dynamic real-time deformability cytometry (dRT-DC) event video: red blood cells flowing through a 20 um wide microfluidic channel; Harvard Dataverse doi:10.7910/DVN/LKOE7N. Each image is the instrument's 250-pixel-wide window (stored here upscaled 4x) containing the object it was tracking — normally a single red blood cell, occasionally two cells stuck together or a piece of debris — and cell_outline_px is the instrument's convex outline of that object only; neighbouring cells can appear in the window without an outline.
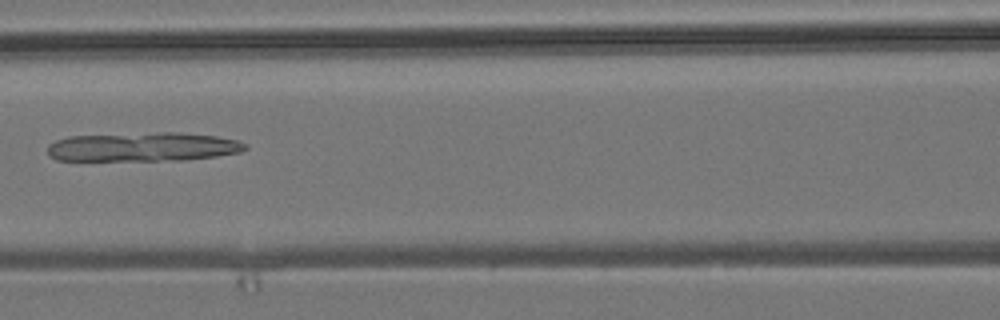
{"species": "common noctule bat (a hibernating species)", "species_latin": "Nyctalus noctula", "temperature_condition": "room temperature", "stored_images_in_passage": 7, "camera_frame_rate_fps": 3000, "um_per_image_px": 0.085, "animal": {"sex": "male", "body_mass_g": 19.2, "forearm_length_mm": 51.8}, "frame": {"image": 1, "passage_image": 6, "time_ms": 1.667, "image_size_px": [1000, 320], "cell_outline_px": [[248, 148], [240, 152], [216, 156], [184, 160], [56, 160], [48, 152], [48, 144], [56, 140], [68, 136], [160, 132], [176, 132], [216, 136], [236, 140], [244, 144]], "centroid_in_image_um": [12.14, 12.48], "position_along_channel_um": 154.5, "area_um2": 33.29}}
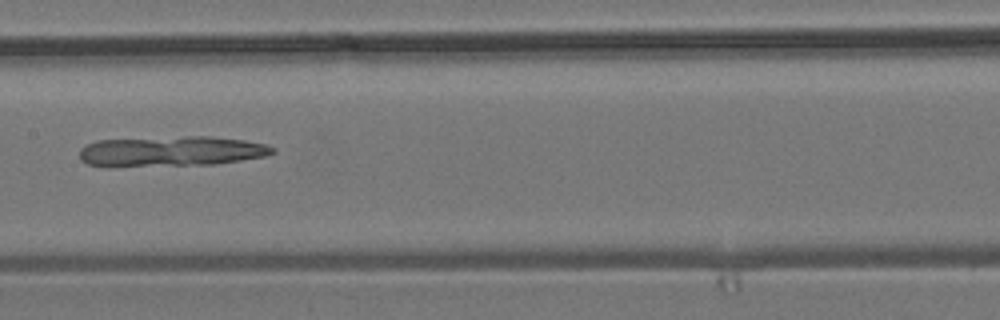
{"frame": {"image": 2, "passage_image": 7, "time_ms": 2.0, "image_size_px": [1000, 320], "cell_outline_px": [[276, 152], [264, 156], [216, 164], [108, 168], [88, 164], [80, 160], [80, 148], [84, 144], [96, 140], [184, 136], [208, 136], [244, 140], [264, 144], [276, 148]], "centroid_in_image_um": [14.46, 12.88], "position_along_channel_um": 192.9, "area_um2": 34.8}}